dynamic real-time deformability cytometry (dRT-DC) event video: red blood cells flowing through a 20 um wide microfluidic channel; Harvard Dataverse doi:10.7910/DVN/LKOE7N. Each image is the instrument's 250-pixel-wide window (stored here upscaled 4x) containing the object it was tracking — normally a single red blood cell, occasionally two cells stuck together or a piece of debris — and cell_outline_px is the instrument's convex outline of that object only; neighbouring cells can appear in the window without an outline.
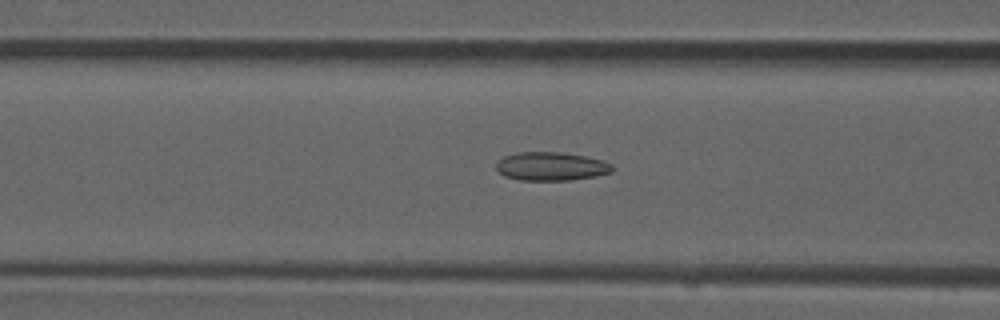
{"species": "common noctule bat (a hibernating species)", "species_latin": "Nyctalus noctula", "temperature_condition": "room temperature", "stored_images_in_passage": 52, "camera_frame_rate_fps": 3000, "um_per_image_px": 0.085, "animal": {"sex": "male", "forearm_length_mm": 52.5}, "frame": {"image": 1, "passage_image": 21, "time_ms": 6.667, "image_size_px": [1000, 320], "cell_outline_px": [[612, 172], [596, 176], [572, 180], [520, 180], [504, 176], [496, 168], [496, 164], [504, 156], [516, 152], [560, 152], [584, 156], [604, 160], [612, 164]], "centroid_in_image_um": [46.86, 14.14], "position_along_channel_um": 119.7, "area_um2": 19.31}}
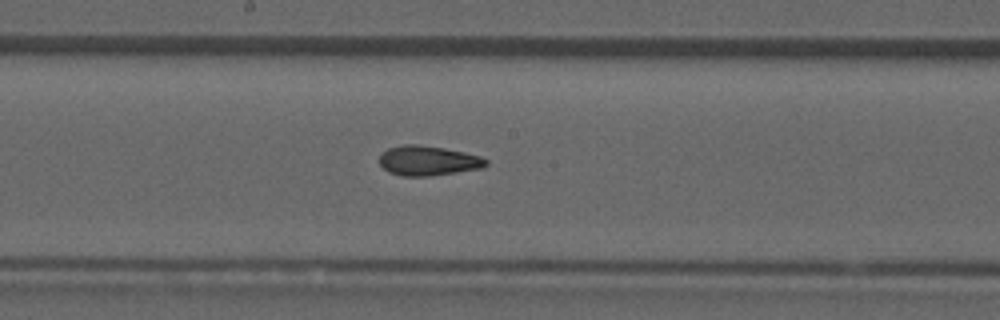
{"frame": {"image": 2, "passage_image": 28, "time_ms": 9.0, "image_size_px": [1000, 320], "cell_outline_px": [[488, 164], [484, 168], [428, 176], [404, 176], [388, 172], [380, 164], [380, 152], [388, 148], [404, 144], [420, 144], [444, 148], [464, 152], [480, 156], [488, 160]], "centroid_in_image_um": [36.39, 13.65], "position_along_channel_um": 211.8, "area_um2": 18.61}}
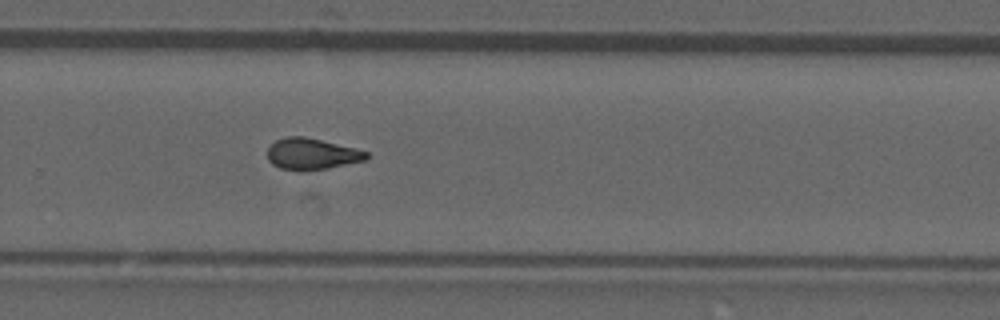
{"frame": {"image": 3, "passage_image": 35, "time_ms": 11.333, "image_size_px": [1000, 320], "cell_outline_px": [[368, 160], [328, 168], [280, 168], [272, 164], [268, 160], [268, 144], [276, 140], [288, 136], [304, 136], [356, 148], [368, 152]], "centroid_in_image_um": [26.52, 13.04], "position_along_channel_um": 303.3, "area_um2": 17.69}, "authors_computed_cell_mechanics": {"area_um2": 18.2937, "velocity_mm_per_s": 3.9391, "shape_relaxation_time_tau1_ms": null, "shape_relaxation_time_tau2_ms": 2.4786, "deformation_change_tau1": null, "deformation_change_tau2": 0.0929}}